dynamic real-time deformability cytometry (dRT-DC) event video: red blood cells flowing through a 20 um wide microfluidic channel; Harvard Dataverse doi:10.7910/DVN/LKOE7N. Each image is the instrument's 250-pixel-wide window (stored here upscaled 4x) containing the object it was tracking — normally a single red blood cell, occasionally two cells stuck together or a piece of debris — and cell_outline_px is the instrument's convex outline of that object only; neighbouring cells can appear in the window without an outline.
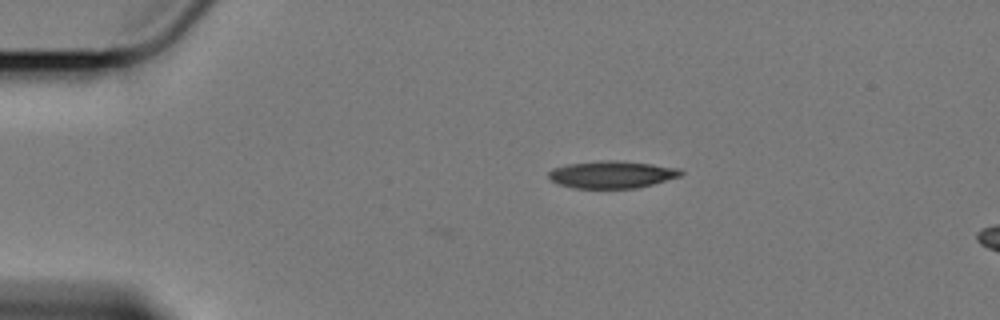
{"species": "Egyptian fruit bat (a non-hibernating species)", "species_latin": "Rousettus aegyptiacus", "temperature_condition": "cold", "stored_images_in_passage": 4, "camera_frame_rate_fps": 3000, "um_per_image_px": 0.085, "animal": {"sex": "female"}, "frame": {"image": 1, "passage_image": 1, "time_ms": 0.0, "image_size_px": [1000, 320], "cell_outline_px": [[684, 172], [680, 176], [652, 184], [636, 188], [572, 188], [556, 184], [548, 176], [548, 172], [552, 168], [568, 164], [604, 160], [612, 160], [652, 164], [680, 168]], "centroid_in_image_um": [51.98, 14.83], "position_along_channel_um": 33.0, "area_um2": 20.98}}